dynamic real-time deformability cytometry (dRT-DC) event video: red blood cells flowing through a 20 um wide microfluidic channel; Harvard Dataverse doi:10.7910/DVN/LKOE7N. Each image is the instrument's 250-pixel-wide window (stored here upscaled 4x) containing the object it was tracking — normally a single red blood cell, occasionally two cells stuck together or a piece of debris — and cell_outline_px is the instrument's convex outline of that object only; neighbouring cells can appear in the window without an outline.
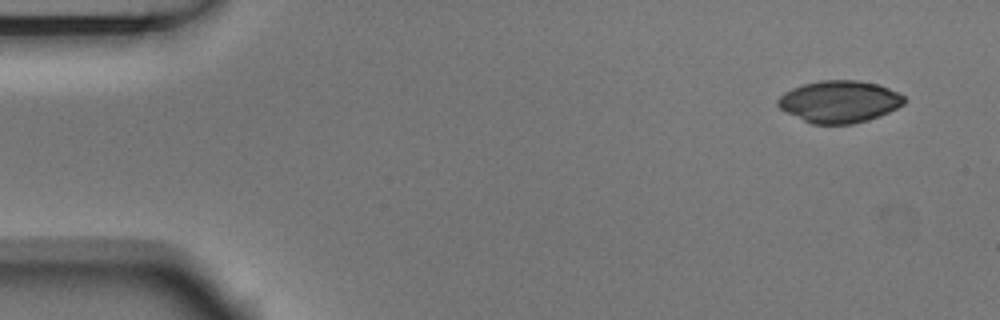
{"species": "Egyptian fruit bat (a non-hibernating species)", "species_latin": "Rousettus aegyptiacus", "temperature_condition": "room temperature", "stored_images_in_passage": 3, "camera_frame_rate_fps": 3000, "um_per_image_px": 0.085, "animal": {"sex": "male"}, "frame": {"image": 1, "passage_image": 1, "time_ms": 0.0, "image_size_px": [1000, 320], "cell_outline_px": [[904, 104], [880, 116], [868, 120], [852, 124], [812, 124], [780, 108], [776, 104], [776, 100], [784, 92], [792, 88], [804, 84], [820, 80], [856, 80], [876, 84], [888, 88], [904, 96]], "centroid_in_image_um": [71.33, 8.63], "position_along_channel_um": 13.7, "area_um2": 30.69}}